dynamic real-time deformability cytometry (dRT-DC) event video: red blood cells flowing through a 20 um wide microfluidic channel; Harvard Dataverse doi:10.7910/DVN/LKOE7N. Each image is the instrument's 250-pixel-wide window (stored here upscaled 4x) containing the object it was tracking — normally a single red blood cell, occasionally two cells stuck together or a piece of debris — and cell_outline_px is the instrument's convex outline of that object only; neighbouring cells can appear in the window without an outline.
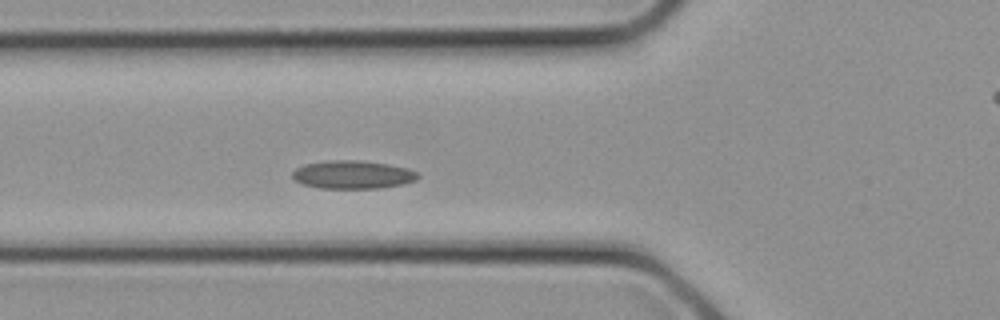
{"species": "common noctule bat (a hibernating species)", "species_latin": "Nyctalus noctula", "temperature_condition": "cold", "stored_images_in_passage": 5, "camera_frame_rate_fps": 3000, "um_per_image_px": 0.085, "animal": {"sex": "female", "body_mass_g": 21.9}, "frame": {"image": 1, "passage_image": 5, "time_ms": 1.333, "image_size_px": [1000, 320], "cell_outline_px": [[420, 176], [416, 180], [404, 184], [380, 188], [320, 188], [304, 184], [296, 180], [292, 176], [292, 172], [296, 168], [304, 164], [328, 160], [360, 160], [388, 164], [408, 168], [420, 172]], "centroid_in_image_um": [30.03, 14.84], "position_along_channel_um": 95.8, "area_um2": 20.75}}